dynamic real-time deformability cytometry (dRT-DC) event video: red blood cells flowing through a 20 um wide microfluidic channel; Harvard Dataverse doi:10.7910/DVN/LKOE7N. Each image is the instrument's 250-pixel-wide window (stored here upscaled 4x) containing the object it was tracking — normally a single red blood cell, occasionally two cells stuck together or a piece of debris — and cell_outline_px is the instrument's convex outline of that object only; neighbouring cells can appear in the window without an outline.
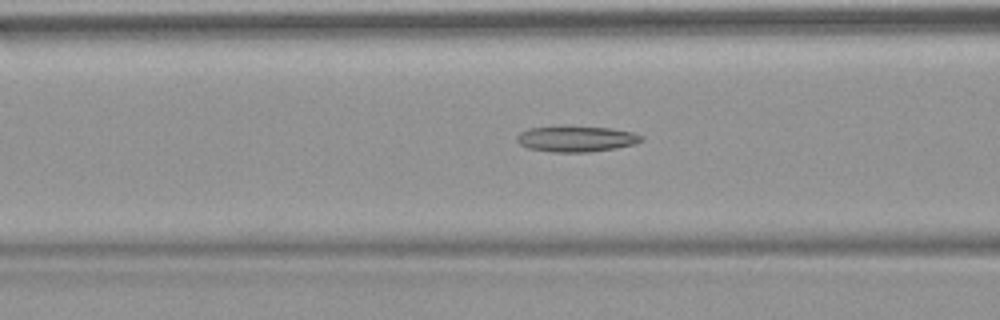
{"species": "common noctule bat (a hibernating species)", "species_latin": "Nyctalus noctula", "temperature_condition": "warm", "stored_images_in_passage": 53, "camera_frame_rate_fps": 3000, "um_per_image_px": 0.085, "animal": {"sex": "female", "body_mass_g": 18.4}, "frame": {"image": 1, "passage_image": 21, "time_ms": 6.667, "image_size_px": [1000, 320], "cell_outline_px": [[644, 140], [636, 144], [616, 148], [588, 152], [552, 152], [528, 148], [520, 144], [516, 140], [516, 136], [520, 132], [528, 128], [564, 124], [612, 128], [632, 132], [644, 136]], "centroid_in_image_um": [48.98, 11.77], "position_along_channel_um": 117.6, "area_um2": 19.48}}
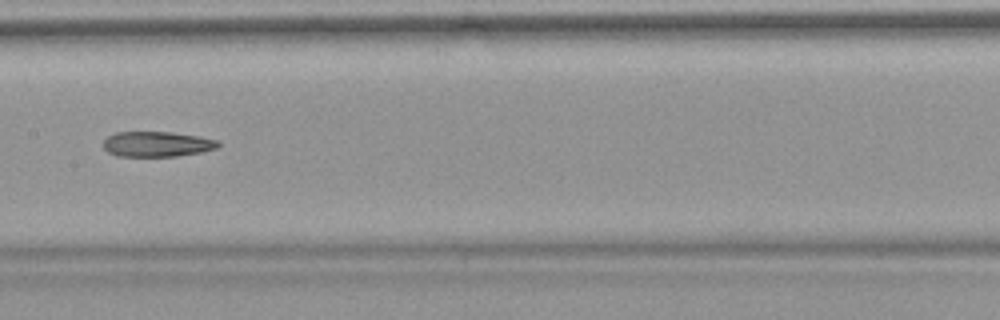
{"frame": {"image": 2, "passage_image": 27, "time_ms": 8.667, "image_size_px": [1000, 320], "cell_outline_px": [[220, 144], [216, 148], [200, 152], [176, 156], [116, 156], [108, 152], [104, 148], [104, 140], [108, 136], [116, 132], [172, 132], [200, 136], [220, 140]], "centroid_in_image_um": [13.36, 12.24], "position_along_channel_um": 194.0, "area_um2": 16.94}}
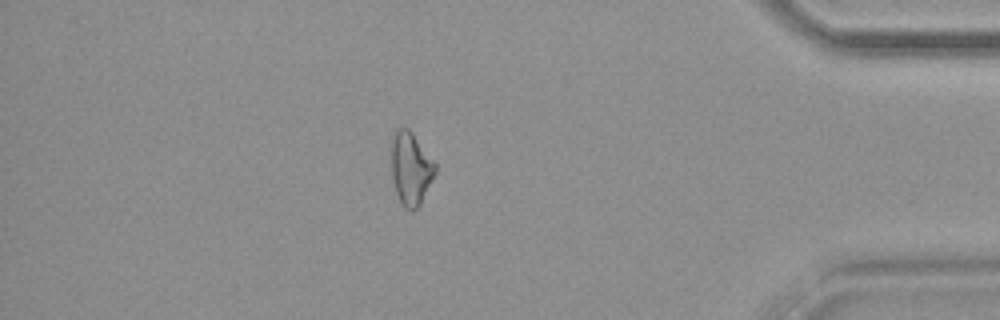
{"frame": {"image": 3, "passage_image": 46, "time_ms": 15.0, "image_size_px": [1000, 320], "cell_outline_px": [[436, 172], [420, 204], [412, 212], [404, 208], [396, 192], [392, 180], [392, 140], [396, 132], [400, 128], [408, 128], [412, 132], [436, 164]], "centroid_in_image_um": [34.92, 14.35], "position_along_channel_um": 400.3, "area_um2": 18.32}}